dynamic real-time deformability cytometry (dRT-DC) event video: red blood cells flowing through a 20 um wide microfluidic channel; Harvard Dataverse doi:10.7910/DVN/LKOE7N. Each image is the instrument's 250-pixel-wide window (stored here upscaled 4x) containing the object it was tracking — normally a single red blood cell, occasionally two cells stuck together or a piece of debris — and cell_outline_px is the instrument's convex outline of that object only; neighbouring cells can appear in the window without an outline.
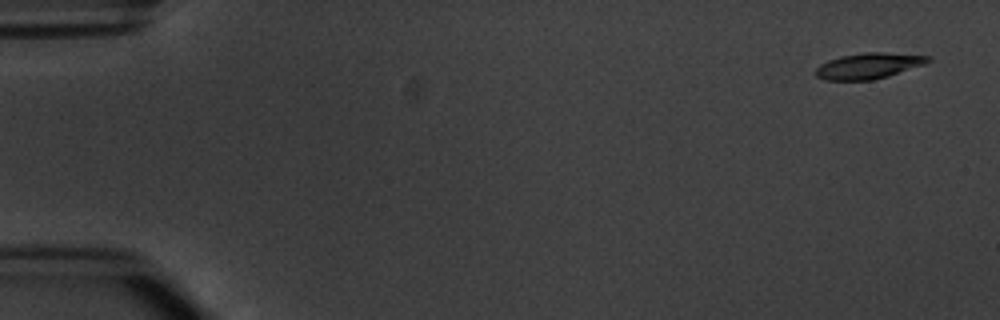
{"species": "common noctule bat (a hibernating species)", "species_latin": "Nyctalus noctula", "temperature_condition": "warm", "stored_images_in_passage": 5, "camera_frame_rate_fps": 3000, "um_per_image_px": 0.085, "animal": {"sex": "male", "body_mass_g": 20.1, "forearm_length_mm": 53.5}, "frame": {"image": 1, "passage_image": 1, "time_ms": 0.0, "image_size_px": [1000, 320], "cell_outline_px": [[932, 60], [924, 64], [888, 76], [872, 80], [824, 80], [816, 76], [816, 68], [820, 64], [828, 60], [840, 56], [864, 52], [884, 52], [932, 56]], "centroid_in_image_um": [73.83, 5.59], "position_along_channel_um": 11.2, "area_um2": 16.94}}
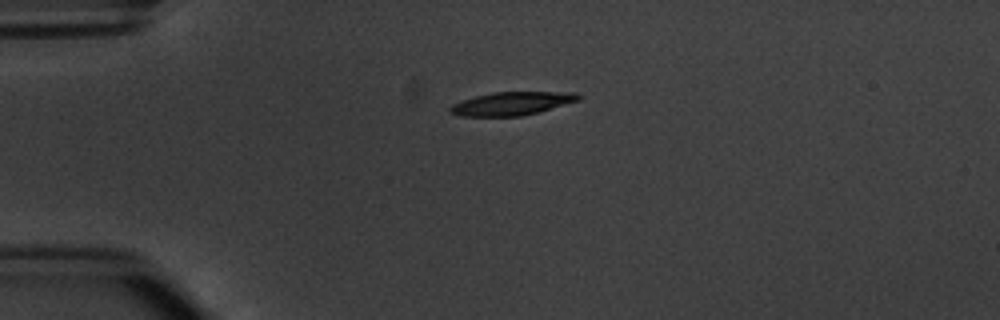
{"frame": {"image": 2, "passage_image": 4, "time_ms": 3.667, "image_size_px": [1000, 320], "cell_outline_px": [[580, 100], [536, 112], [520, 116], [460, 116], [448, 112], [448, 108], [452, 104], [476, 96], [492, 92], [576, 92], [580, 96]], "centroid_in_image_um": [43.47, 8.8], "position_along_channel_um": 41.5, "area_um2": 17.22}}